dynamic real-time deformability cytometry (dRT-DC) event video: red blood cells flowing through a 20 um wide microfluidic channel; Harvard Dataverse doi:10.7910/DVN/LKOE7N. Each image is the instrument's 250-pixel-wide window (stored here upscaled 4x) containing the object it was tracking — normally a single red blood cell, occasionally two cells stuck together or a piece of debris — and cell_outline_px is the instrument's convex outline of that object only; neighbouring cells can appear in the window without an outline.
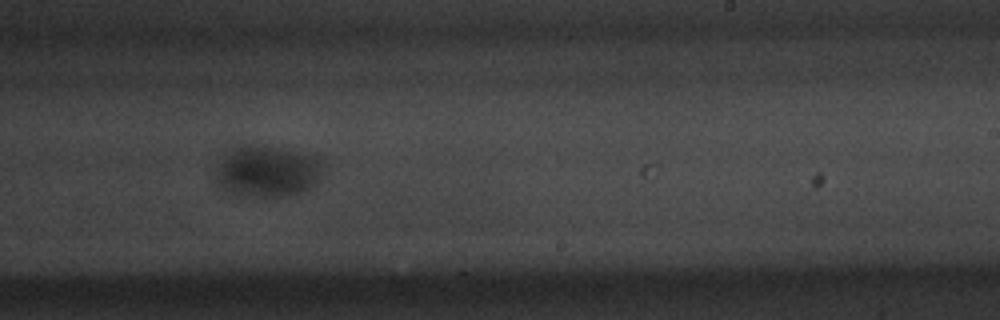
{"species": "common noctule bat (a hibernating species)", "species_latin": "Nyctalus noctula", "temperature_condition": "warm", "stored_images_in_passage": 37, "camera_frame_rate_fps": 3000, "um_per_image_px": 0.085, "animal": {"sex": "male", "body_mass_g": 20.1, "forearm_length_mm": 53.5}, "frame": {"image": 1, "passage_image": 16, "time_ms": 5.0, "image_size_px": [1000, 320], "cell_outline_px": [[320, 172], [316, 184], [312, 188], [300, 192], [284, 196], [260, 196], [232, 192], [224, 188], [216, 180], [216, 172], [220, 164], [228, 152], [232, 148], [248, 144], [264, 144], [312, 156], [316, 160]], "centroid_in_image_um": [22.69, 14.54], "position_along_channel_um": 266.3, "area_um2": 31.04}}
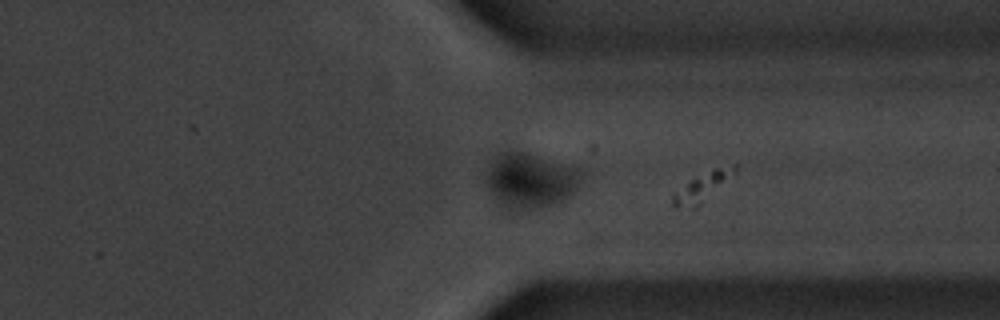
{"frame": {"image": 2, "passage_image": 24, "time_ms": 7.667, "image_size_px": [1000, 320], "cell_outline_px": [[580, 184], [576, 192], [572, 196], [564, 200], [552, 204], [532, 208], [508, 208], [488, 188], [488, 172], [496, 156], [500, 152], [524, 152], [576, 168], [580, 172]], "centroid_in_image_um": [45.14, 15.33], "position_along_channel_um": 366.3, "area_um2": 29.13}}
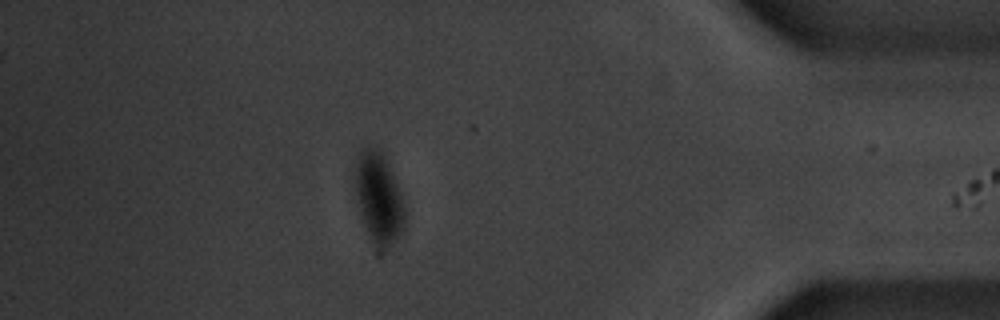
{"frame": {"image": 3, "passage_image": 30, "time_ms": 9.667, "image_size_px": [1000, 320], "cell_outline_px": [[404, 228], [392, 244], [384, 248], [372, 248], [364, 228], [360, 216], [352, 176], [356, 160], [360, 152], [368, 144], [376, 148], [380, 152], [392, 172], [404, 208]], "centroid_in_image_um": [32.11, 16.86], "position_along_channel_um": 403.1, "area_um2": 26.47}}